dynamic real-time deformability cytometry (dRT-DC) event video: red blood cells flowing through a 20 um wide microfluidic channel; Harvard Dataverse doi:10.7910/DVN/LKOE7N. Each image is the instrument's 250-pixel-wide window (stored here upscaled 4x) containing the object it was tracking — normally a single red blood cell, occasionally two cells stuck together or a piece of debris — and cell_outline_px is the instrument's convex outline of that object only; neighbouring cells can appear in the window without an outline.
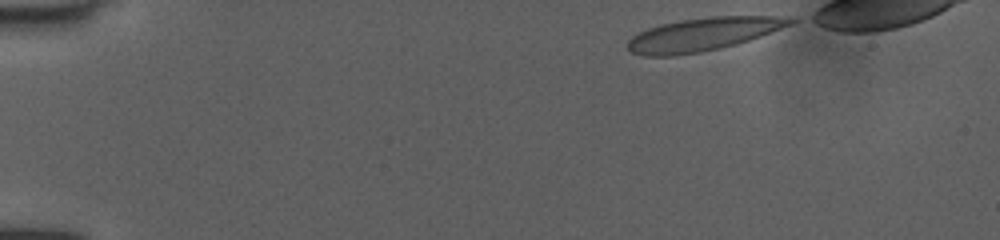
{"species": "human", "species_latin": "Homo sapiens", "temperature_condition": "room temperature", "stored_images_in_passage": 41, "camera_frame_rate_fps": 3000, "um_per_image_px": 0.085, "donor": {"sex": "female"}, "frame": {"image": 1, "passage_image": 1, "time_ms": 0.0, "image_size_px": [1000, 240], "cell_outline_px": [[800, 20], [792, 24], [760, 36], [736, 44], [720, 48], [700, 52], [672, 56], [644, 56], [632, 52], [628, 48], [628, 40], [632, 36], [648, 28], [660, 24], [680, 20], [712, 16], [796, 16]], "centroid_in_image_um": [59.81, 2.9], "position_along_channel_um": 25.2, "area_um2": 31.44}}
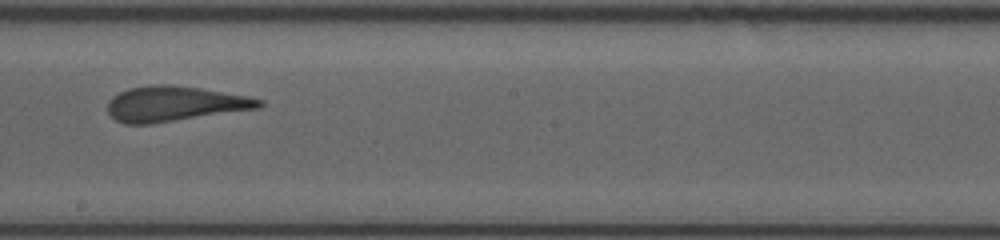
{"frame": {"image": 2, "passage_image": 24, "time_ms": 7.667, "image_size_px": [1000, 240], "cell_outline_px": [[264, 108], [148, 124], [124, 124], [116, 120], [108, 112], [108, 100], [112, 96], [128, 88], [152, 84], [172, 84], [200, 88], [248, 96], [264, 100]], "centroid_in_image_um": [14.88, 8.81], "position_along_channel_um": 233.3, "area_um2": 31.33}}
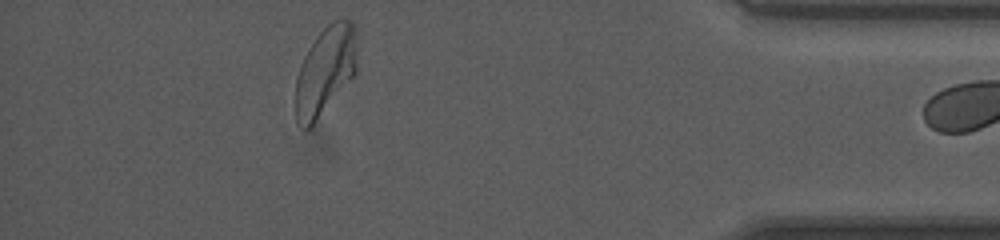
{"frame": {"image": 3, "passage_image": 40, "time_ms": 13.0, "image_size_px": [1000, 240], "cell_outline_px": [[356, 72], [312, 124], [308, 128], [304, 128], [296, 120], [296, 80], [300, 64], [308, 48], [316, 36], [332, 20], [344, 16], [352, 20], [356, 28]], "centroid_in_image_um": [27.66, 5.9], "position_along_channel_um": 407.5, "area_um2": 31.39}}